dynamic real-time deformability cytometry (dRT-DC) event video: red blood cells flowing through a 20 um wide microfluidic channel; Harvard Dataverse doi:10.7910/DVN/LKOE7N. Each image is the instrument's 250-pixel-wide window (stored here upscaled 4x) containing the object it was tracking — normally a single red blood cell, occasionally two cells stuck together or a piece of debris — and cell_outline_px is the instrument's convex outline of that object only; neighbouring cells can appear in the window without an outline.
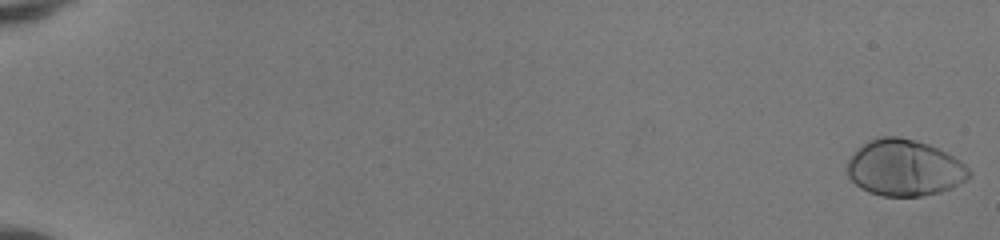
{"species": "human", "species_latin": "Homo sapiens", "temperature_condition": "room temperature", "stored_images_in_passage": 52, "camera_frame_rate_fps": 3000, "um_per_image_px": 0.085, "donor": {"sex": "female"}, "frame": {"image": 1, "passage_image": 1, "time_ms": 0.0, "image_size_px": [1000, 240], "cell_outline_px": [[972, 176], [940, 192], [924, 196], [880, 196], [868, 192], [860, 188], [848, 176], [848, 160], [856, 148], [868, 140], [880, 136], [900, 136], [916, 140], [928, 144], [960, 160], [972, 172]], "centroid_in_image_um": [76.84, 14.26], "position_along_channel_um": 8.2, "area_um2": 40.06}}
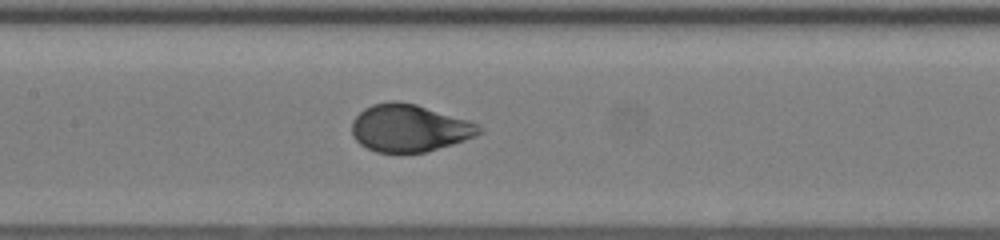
{"frame": {"image": 2, "passage_image": 28, "time_ms": 9.0, "image_size_px": [1000, 240], "cell_outline_px": [[484, 132], [476, 136], [452, 144], [424, 152], [376, 152], [360, 144], [352, 136], [352, 120], [364, 108], [372, 104], [392, 100], [396, 100], [416, 104], [468, 120], [480, 124], [484, 128]], "centroid_in_image_um": [34.81, 10.87], "position_along_channel_um": 172.6, "area_um2": 35.2}}
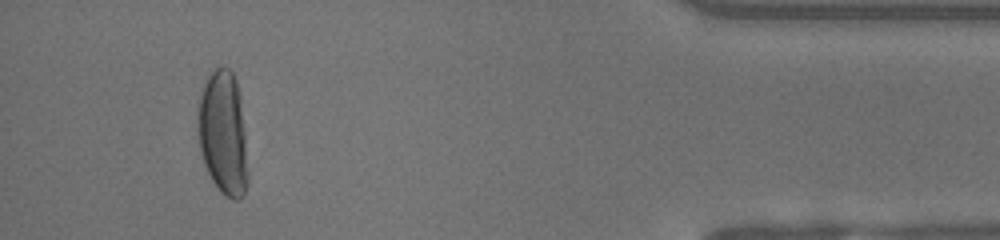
{"frame": {"image": 3, "passage_image": 49, "time_ms": 16.0, "image_size_px": [1000, 240], "cell_outline_px": [[248, 180], [244, 196], [236, 200], [232, 200], [220, 192], [212, 180], [204, 164], [200, 152], [196, 112], [200, 92], [208, 76], [220, 64], [228, 68], [232, 72], [236, 80], [240, 96], [244, 128], [248, 172]], "centroid_in_image_um": [18.96, 11.32], "position_along_channel_um": 416.2, "area_um2": 36.7}, "authors_computed_cell_mechanics": {"area_um2": 36.125, "velocity_mm_per_s": 4.1631, "shape_relaxation_time_tau1_ms": 4.4397, "shape_relaxation_time_tau2_ms": null, "deformation_change_tau1": 0.2529, "deformation_change_tau2": null}}